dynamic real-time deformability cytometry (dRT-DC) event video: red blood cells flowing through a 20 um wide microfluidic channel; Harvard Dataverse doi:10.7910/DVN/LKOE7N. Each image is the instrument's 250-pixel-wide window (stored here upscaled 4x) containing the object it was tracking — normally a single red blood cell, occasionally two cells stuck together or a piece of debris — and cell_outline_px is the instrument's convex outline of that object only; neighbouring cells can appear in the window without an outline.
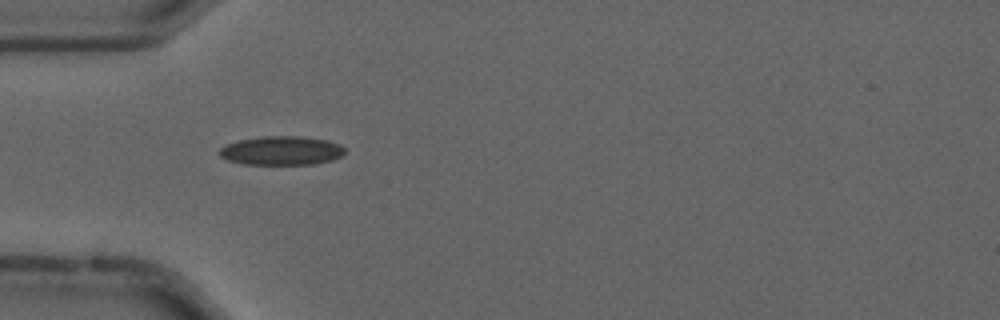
{"species": "common noctule bat (a hibernating species)", "species_latin": "Nyctalus noctula", "temperature_condition": "cold", "stored_images_in_passage": 55, "camera_frame_rate_fps": 3000, "um_per_image_px": 0.085, "animal": {"sex": "male", "forearm_length_mm": 52.5}, "frame": {"image": 1, "passage_image": 17, "time_ms": 5.333, "image_size_px": [1000, 320], "cell_outline_px": [[344, 152], [340, 156], [332, 160], [312, 164], [244, 164], [228, 160], [220, 156], [216, 152], [224, 144], [236, 140], [264, 136], [300, 136], [328, 140], [340, 144], [344, 148]], "centroid_in_image_um": [23.87, 12.79], "position_along_channel_um": 61.1, "area_um2": 21.27}}
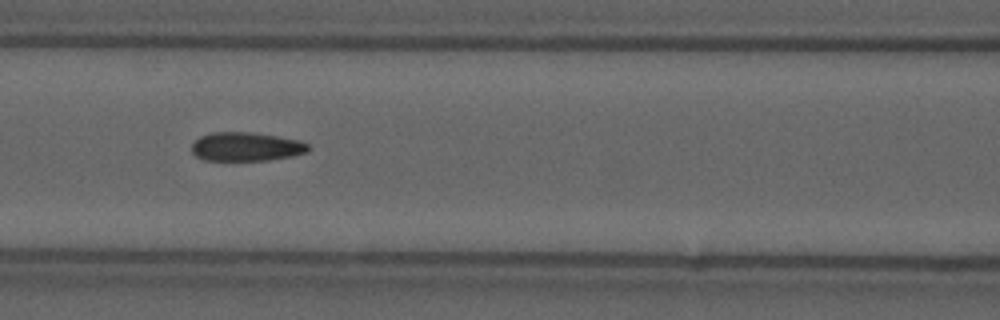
{"frame": {"image": 2, "passage_image": 24, "time_ms": 7.667, "image_size_px": [1000, 320], "cell_outline_px": [[312, 148], [308, 152], [292, 156], [268, 160], [204, 160], [196, 156], [192, 152], [192, 144], [200, 136], [212, 132], [252, 132], [300, 140], [308, 144]], "centroid_in_image_um": [20.95, 12.46], "position_along_channel_um": 145.7, "area_um2": 19.65}}
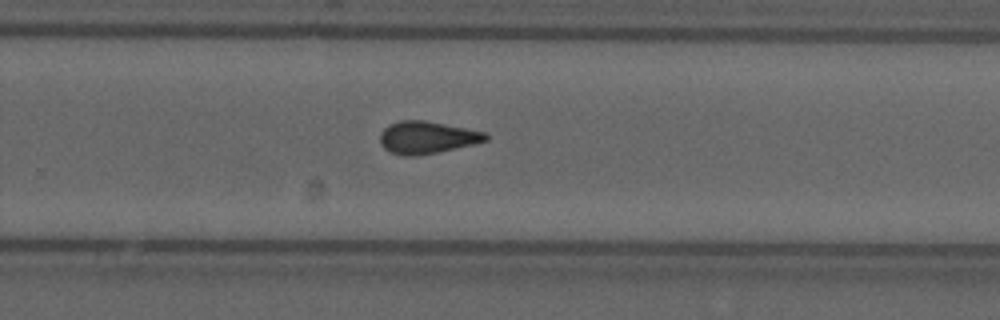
{"frame": {"image": 3, "passage_image": 36, "time_ms": 11.667, "image_size_px": [1000, 320], "cell_outline_px": [[488, 140], [472, 144], [436, 152], [416, 156], [404, 156], [392, 152], [384, 148], [380, 144], [380, 132], [388, 124], [400, 120], [424, 120], [488, 132]], "centroid_in_image_um": [36.28, 11.67], "position_along_channel_um": 293.5, "area_um2": 19.88}, "authors_computed_cell_mechanics": {"area_um2": 19.7098, "velocity_mm_per_s": 3.7095, "shape_relaxation_time_tau1_ms": null, "shape_relaxation_time_tau2_ms": 2.6346, "deformation_change_tau1": null, "deformation_change_tau2": 0.0799}}